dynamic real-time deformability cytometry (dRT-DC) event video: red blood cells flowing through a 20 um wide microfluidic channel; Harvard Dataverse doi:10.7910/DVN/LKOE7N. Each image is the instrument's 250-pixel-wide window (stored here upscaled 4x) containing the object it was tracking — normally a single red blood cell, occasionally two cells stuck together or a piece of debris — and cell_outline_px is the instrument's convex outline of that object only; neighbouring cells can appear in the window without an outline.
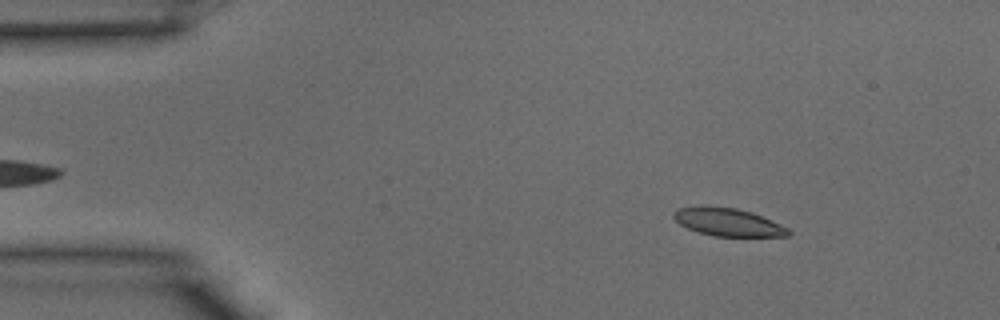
{"species": "common noctule bat (a hibernating species)", "species_latin": "Nyctalus noctula", "temperature_condition": "warm", "stored_images_in_passage": 39, "camera_frame_rate_fps": 3000, "um_per_image_px": 0.085, "animal": {"sex": "male", "body_mass_g": 15.6}, "frame": {"image": 1, "passage_image": 5, "time_ms": 1.333, "image_size_px": [1000, 320], "cell_outline_px": [[792, 232], [788, 236], [712, 236], [688, 228], [680, 224], [672, 216], [672, 212], [680, 208], [704, 204], [736, 208], [752, 212], [780, 224], [788, 228]], "centroid_in_image_um": [61.85, 18.86], "position_along_channel_um": 23.1, "area_um2": 18.79}}
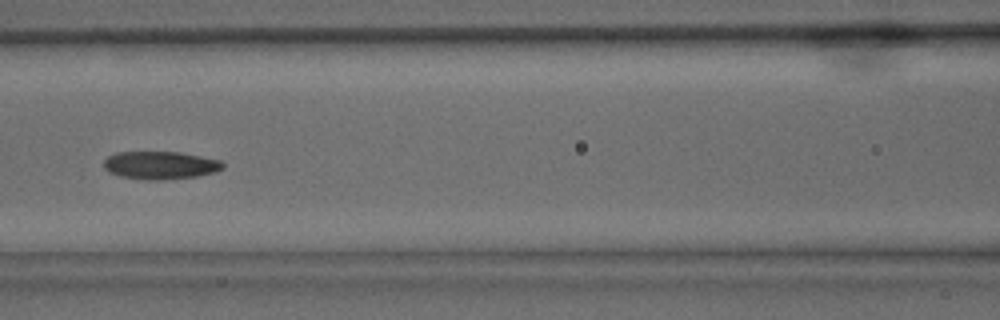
{"frame": {"image": 2, "passage_image": 17, "time_ms": 5.333, "image_size_px": [1000, 320], "cell_outline_px": [[224, 168], [216, 172], [196, 176], [156, 180], [148, 180], [120, 176], [108, 172], [104, 168], [104, 160], [108, 156], [116, 152], [180, 152], [220, 160], [224, 164]], "centroid_in_image_um": [13.62, 14.04], "position_along_channel_um": 153.0, "area_um2": 19.31}}
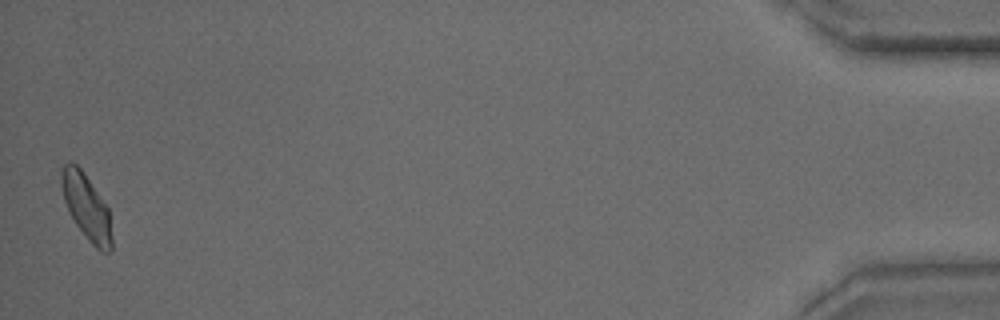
{"frame": {"image": 3, "passage_image": 39, "time_ms": 12.667, "image_size_px": [1000, 320], "cell_outline_px": [[112, 248], [108, 252], [100, 252], [92, 244], [76, 224], [64, 200], [60, 184], [60, 172], [64, 164], [72, 160], [84, 172], [108, 208], [112, 236]], "centroid_in_image_um": [7.34, 17.56], "position_along_channel_um": 427.9, "area_um2": 19.13}}